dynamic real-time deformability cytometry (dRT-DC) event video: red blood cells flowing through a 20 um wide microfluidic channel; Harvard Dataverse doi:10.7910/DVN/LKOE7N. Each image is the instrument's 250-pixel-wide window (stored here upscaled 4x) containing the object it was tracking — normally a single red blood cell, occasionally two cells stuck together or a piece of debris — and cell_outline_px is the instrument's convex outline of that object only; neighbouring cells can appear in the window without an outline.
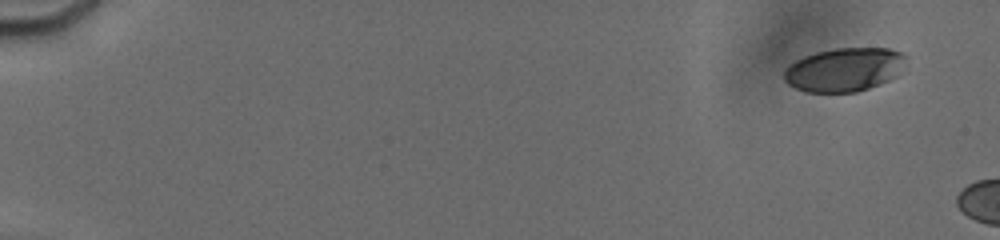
{"species": "human", "species_latin": "Homo sapiens", "temperature_condition": "cold", "stored_images_in_passage": 12, "camera_frame_rate_fps": 3000, "um_per_image_px": 0.085, "donor": {"sex": "male"}, "frame": {"image": 1, "passage_image": 5, "time_ms": 1.333, "image_size_px": [1000, 240], "cell_outline_px": [[904, 56], [896, 76], [888, 80], [868, 88], [856, 92], [808, 92], [796, 88], [788, 84], [784, 80], [784, 72], [796, 60], [804, 56], [816, 52], [836, 48], [888, 48], [900, 52]], "centroid_in_image_um": [71.71, 5.92], "position_along_channel_um": 13.3, "area_um2": 30.4}}